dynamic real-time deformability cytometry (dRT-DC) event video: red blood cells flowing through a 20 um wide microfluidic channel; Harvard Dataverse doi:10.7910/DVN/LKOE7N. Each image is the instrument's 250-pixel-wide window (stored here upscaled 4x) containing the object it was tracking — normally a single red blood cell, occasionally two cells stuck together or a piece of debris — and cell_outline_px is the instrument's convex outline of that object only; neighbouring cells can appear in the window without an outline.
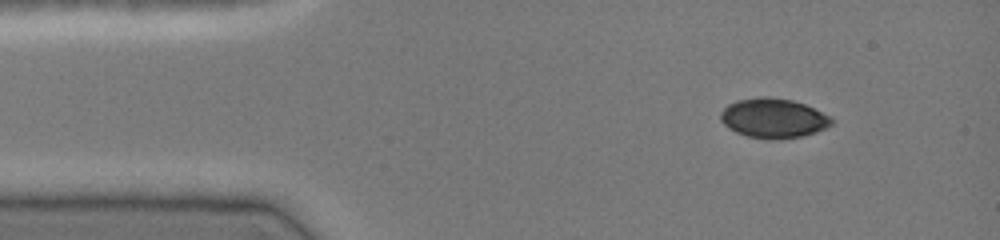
{"species": "common noctule bat (a hibernating species)", "species_latin": "Nyctalus noctula", "temperature_condition": "cold", "stored_images_in_passage": 42, "camera_frame_rate_fps": 3000, "um_per_image_px": 0.085, "animal": {"sex": "female", "body_mass_g": 19.0, "forearm_length_mm": 51.5}, "frame": {"image": 1, "passage_image": 1, "time_ms": 0.0, "image_size_px": [1000, 240], "cell_outline_px": [[832, 124], [828, 128], [804, 136], [776, 140], [768, 140], [748, 136], [736, 132], [728, 128], [720, 120], [720, 112], [728, 104], [736, 100], [760, 96], [768, 96], [792, 100], [804, 104], [832, 116]], "centroid_in_image_um": [65.74, 10.05], "position_along_channel_um": 19.3, "area_um2": 26.01}}
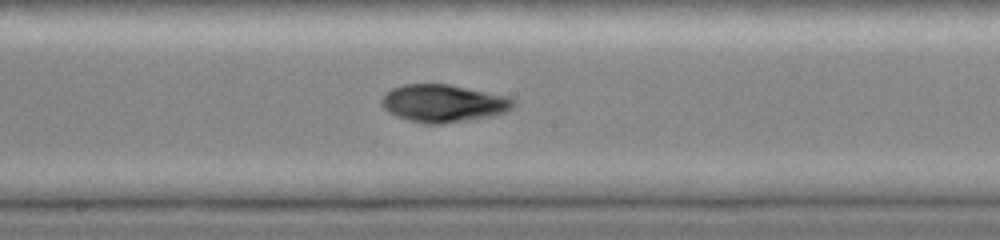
{"frame": {"image": 2, "passage_image": 20, "time_ms": 6.333, "image_size_px": [1000, 240], "cell_outline_px": [[516, 104], [512, 108], [504, 112], [488, 116], [440, 124], [428, 124], [396, 116], [388, 112], [380, 104], [380, 100], [392, 88], [404, 84], [448, 84], [508, 96], [516, 100]], "centroid_in_image_um": [37.68, 8.76], "position_along_channel_um": 210.5, "area_um2": 28.55}}
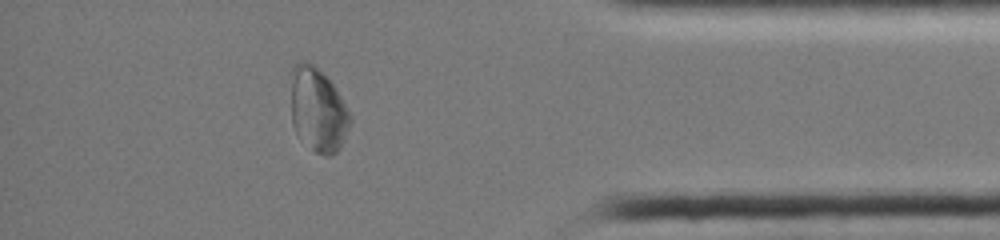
{"frame": {"image": 3, "passage_image": 36, "time_ms": 11.667, "image_size_px": [1000, 240], "cell_outline_px": [[352, 120], [344, 140], [340, 148], [336, 152], [328, 156], [324, 156], [316, 152], [296, 136], [292, 124], [288, 72], [300, 60], [308, 60], [336, 88], [352, 116]], "centroid_in_image_um": [26.97, 9.32], "position_along_channel_um": 408.2, "area_um2": 29.77}, "authors_computed_cell_mechanics": {"area_um2": 28.2353, "velocity_mm_per_s": 4.0665, "shape_relaxation_time_tau1_ms": null, "shape_relaxation_time_tau2_ms": 4.3866, "deformation_change_tau1": null, "deformation_change_tau2": 0.0824}}